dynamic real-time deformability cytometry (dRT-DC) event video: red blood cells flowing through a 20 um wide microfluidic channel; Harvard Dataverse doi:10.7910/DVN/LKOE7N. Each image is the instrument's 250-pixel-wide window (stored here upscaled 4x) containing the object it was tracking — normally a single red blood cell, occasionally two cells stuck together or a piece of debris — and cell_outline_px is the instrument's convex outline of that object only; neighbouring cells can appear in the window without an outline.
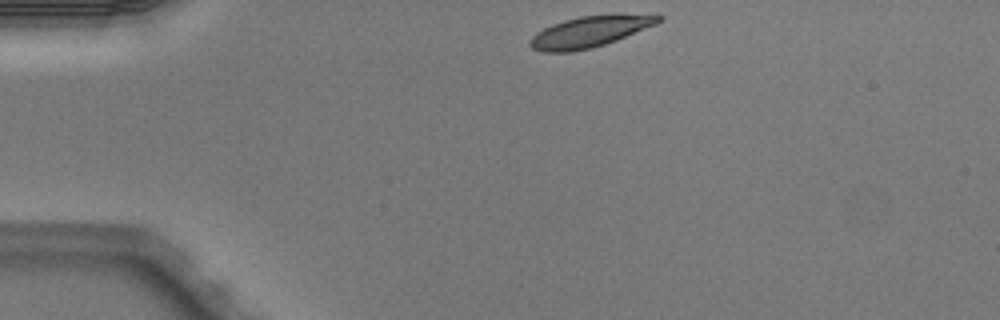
{"species": "Egyptian fruit bat (a non-hibernating species)", "species_latin": "Rousettus aegyptiacus", "temperature_condition": "warm", "stored_images_in_passage": 2, "camera_frame_rate_fps": 3000, "um_per_image_px": 0.085, "animal": {"sex": "male"}, "frame": {"image": 1, "passage_image": 1, "time_ms": 0.0, "image_size_px": [1000, 320], "cell_outline_px": [[664, 16], [656, 24], [616, 40], [592, 48], [568, 52], [544, 52], [532, 48], [528, 44], [528, 40], [536, 32], [552, 24], [564, 20], [580, 16]], "centroid_in_image_um": [49.98, 2.74], "position_along_channel_um": 35.0, "area_um2": 22.37}}